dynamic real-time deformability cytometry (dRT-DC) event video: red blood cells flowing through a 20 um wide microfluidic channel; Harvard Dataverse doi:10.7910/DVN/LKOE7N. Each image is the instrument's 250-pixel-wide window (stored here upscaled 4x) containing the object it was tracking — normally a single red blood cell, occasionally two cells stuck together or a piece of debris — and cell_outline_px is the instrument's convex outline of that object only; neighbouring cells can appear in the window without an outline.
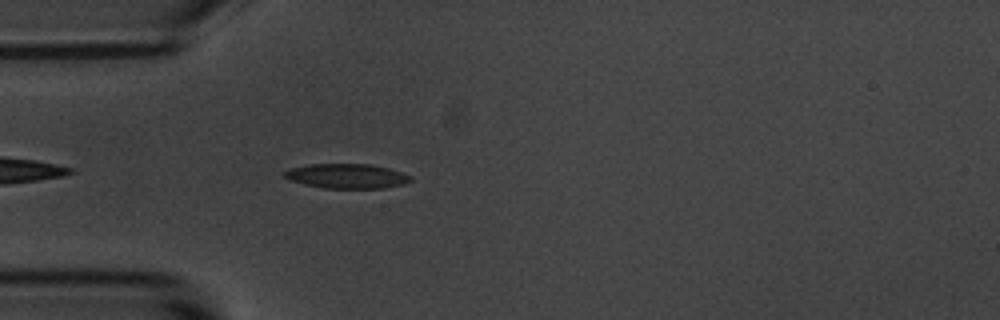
{"species": "common noctule bat (a hibernating species)", "species_latin": "Nyctalus noctula", "temperature_condition": "room temperature", "stored_images_in_passage": 42, "camera_frame_rate_fps": 3000, "um_per_image_px": 0.085, "animal": {"sex": "male", "body_mass_g": 20.1, "forearm_length_mm": 53.5}, "frame": {"image": 1, "passage_image": 3, "time_ms": 0.667, "image_size_px": [1000, 320], "cell_outline_px": [[412, 180], [404, 184], [384, 188], [324, 188], [304, 184], [288, 180], [284, 176], [284, 172], [288, 168], [308, 164], [368, 164], [388, 168], [412, 176]], "centroid_in_image_um": [29.45, 14.96], "position_along_channel_um": 55.6, "area_um2": 18.15}}
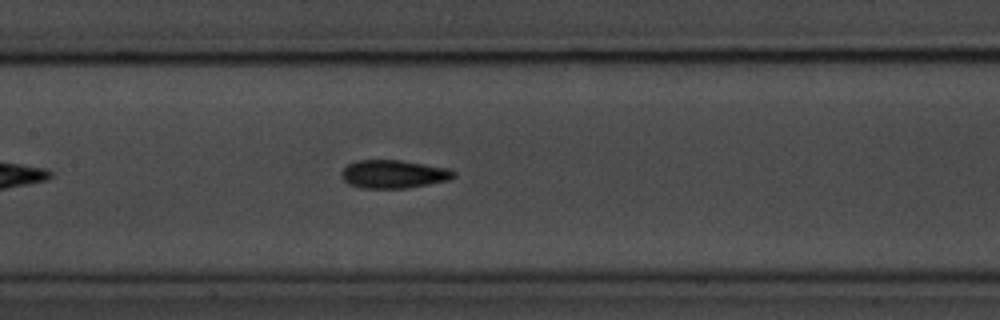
{"frame": {"image": 2, "passage_image": 13, "time_ms": 4.0, "image_size_px": [1000, 320], "cell_outline_px": [[456, 176], [448, 180], [408, 188], [360, 188], [348, 184], [340, 176], [340, 172], [348, 164], [356, 160], [400, 160], [448, 168], [456, 172]], "centroid_in_image_um": [33.43, 14.8], "position_along_channel_um": 174.0, "area_um2": 18.55}}
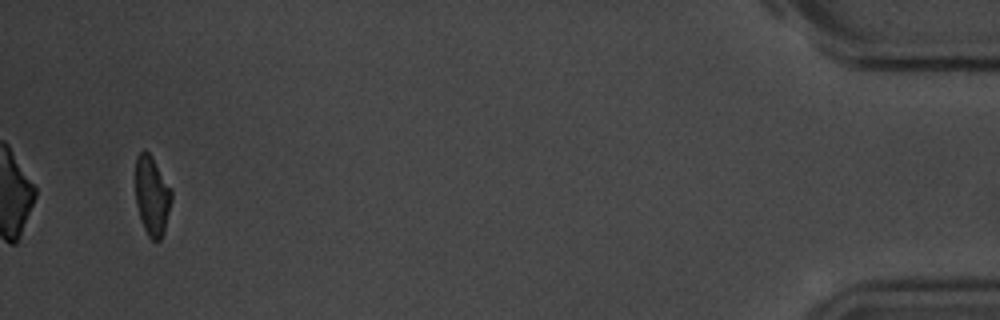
{"frame": {"image": 3, "passage_image": 40, "time_ms": 13.0, "image_size_px": [1000, 320], "cell_outline_px": [[172, 200], [164, 232], [160, 240], [152, 240], [148, 236], [144, 228], [136, 204], [136, 156], [144, 148], [152, 156], [172, 188]], "centroid_in_image_um": [12.94, 16.61], "position_along_channel_um": 422.3, "area_um2": 16.82}, "authors_computed_cell_mechanics": {"area_um2": 18.0336, "velocity_mm_per_s": 3.6709, "shape_relaxation_time_tau1_ms": 3.7332, "shape_relaxation_time_tau2_ms": 2.3763, "deformation_change_tau1": 0.1436, "deformation_change_tau2": 0.082}}